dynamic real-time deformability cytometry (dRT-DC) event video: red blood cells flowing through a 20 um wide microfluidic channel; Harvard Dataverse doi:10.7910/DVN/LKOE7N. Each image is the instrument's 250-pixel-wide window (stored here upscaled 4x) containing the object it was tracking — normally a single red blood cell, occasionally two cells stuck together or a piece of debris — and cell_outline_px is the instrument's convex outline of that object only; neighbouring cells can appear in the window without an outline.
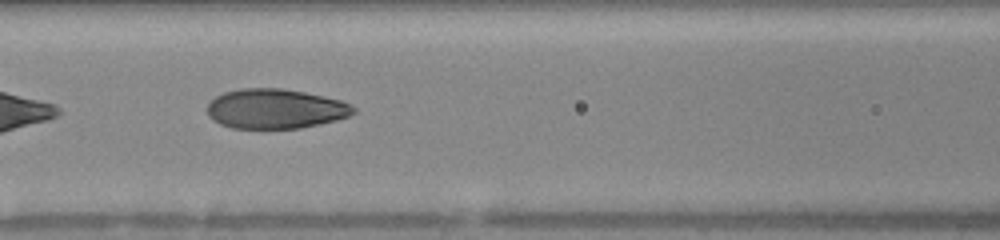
{"species": "human", "species_latin": "Homo sapiens", "temperature_condition": "warm", "stored_images_in_passage": 21, "camera_frame_rate_fps": 3000, "um_per_image_px": 0.085, "donor": {"sex": "female"}, "frame": {"image": 1, "passage_image": 7, "time_ms": 1.667, "image_size_px": [1000, 240], "cell_outline_px": [[356, 112], [348, 116], [336, 120], [320, 124], [300, 128], [232, 128], [220, 124], [212, 120], [208, 116], [208, 104], [216, 96], [224, 92], [240, 88], [280, 88], [304, 92], [324, 96], [340, 100], [356, 108]], "centroid_in_image_um": [23.39, 9.25], "position_along_channel_um": 143.2, "area_um2": 33.81}}